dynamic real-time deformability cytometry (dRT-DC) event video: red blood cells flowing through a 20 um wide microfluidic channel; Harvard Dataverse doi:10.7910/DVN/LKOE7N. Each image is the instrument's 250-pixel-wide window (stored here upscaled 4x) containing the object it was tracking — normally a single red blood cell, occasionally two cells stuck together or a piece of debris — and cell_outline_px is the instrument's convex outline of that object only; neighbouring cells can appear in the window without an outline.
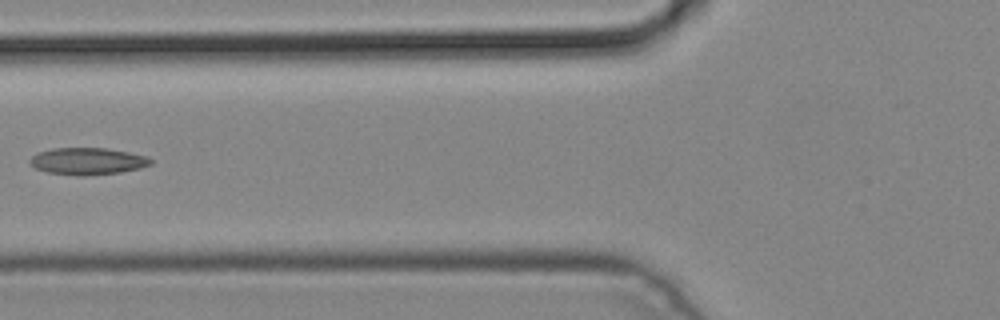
{"species": "common noctule bat (a hibernating species)", "species_latin": "Nyctalus noctula", "temperature_condition": "cold", "stored_images_in_passage": 4, "camera_frame_rate_fps": 3000, "um_per_image_px": 0.085, "animal": {"sex": "male", "body_mass_g": 19.2, "forearm_length_mm": 51.8}, "frame": {"image": 1, "passage_image": 4, "time_ms": 1.0, "image_size_px": [1000, 320], "cell_outline_px": [[152, 164], [140, 168], [120, 172], [84, 176], [76, 176], [48, 172], [36, 168], [28, 164], [28, 160], [36, 152], [52, 148], [108, 148], [148, 156], [152, 160]], "centroid_in_image_um": [7.42, 13.7], "position_along_channel_um": 118.4, "area_um2": 19.19}}